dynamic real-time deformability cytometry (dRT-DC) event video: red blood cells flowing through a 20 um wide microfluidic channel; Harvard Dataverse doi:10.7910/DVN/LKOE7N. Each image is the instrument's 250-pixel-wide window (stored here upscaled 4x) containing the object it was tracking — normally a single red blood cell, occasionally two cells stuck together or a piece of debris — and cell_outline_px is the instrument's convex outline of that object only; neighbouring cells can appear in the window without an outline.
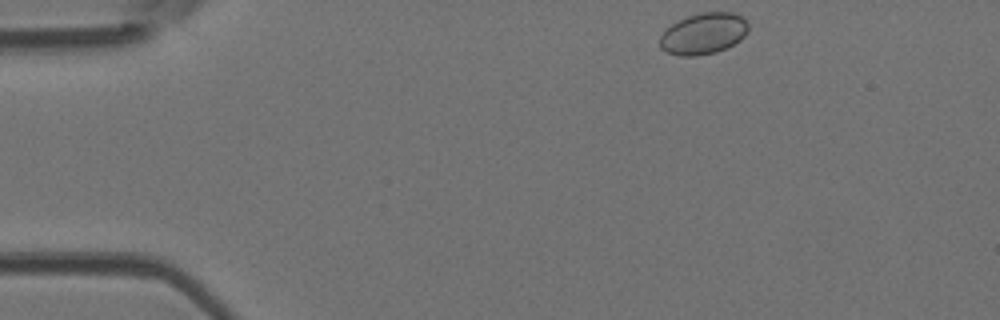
{"species": "Egyptian fruit bat (a non-hibernating species)", "species_latin": "Rousettus aegyptiacus", "temperature_condition": "room temperature", "stored_images_in_passage": 43, "camera_frame_rate_fps": 3000, "um_per_image_px": 0.085, "animal": {"sex": "female"}, "frame": {"image": 1, "passage_image": 1, "time_ms": 0.0, "image_size_px": [1000, 320], "cell_outline_px": [[748, 28], [744, 36], [740, 40], [716, 52], [696, 56], [680, 56], [668, 52], [660, 48], [660, 36], [672, 24], [688, 16], [700, 12], [732, 12], [740, 16], [748, 24]], "centroid_in_image_um": [59.79, 2.86], "position_along_channel_um": 25.2, "area_um2": 20.98}}
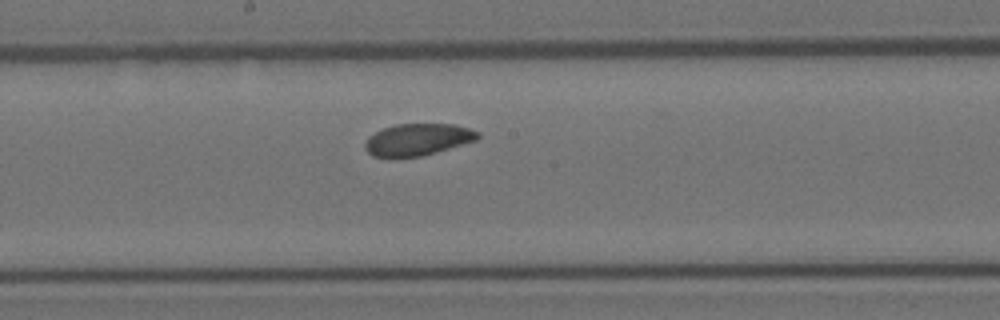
{"frame": {"image": 2, "passage_image": 20, "time_ms": 6.333, "image_size_px": [1000, 320], "cell_outline_px": [[480, 136], [476, 140], [436, 152], [420, 156], [392, 160], [372, 156], [364, 148], [364, 144], [368, 136], [384, 128], [396, 124], [456, 124], [480, 132]], "centroid_in_image_um": [35.45, 11.89], "position_along_channel_um": 212.8, "area_um2": 21.39}}
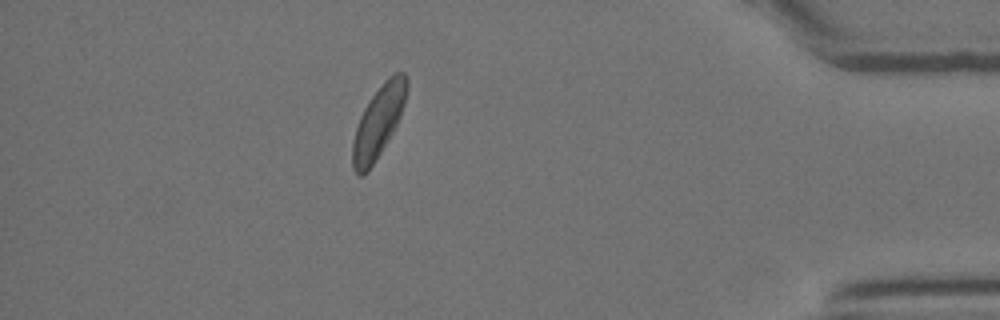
{"frame": {"image": 3, "passage_image": 37, "time_ms": 12.0, "image_size_px": [1000, 320], "cell_outline_px": [[408, 88], [404, 104], [400, 116], [388, 140], [368, 172], [364, 176], [360, 176], [352, 168], [352, 140], [360, 116], [364, 108], [372, 96], [384, 80], [392, 72], [404, 72], [408, 80]], "centroid_in_image_um": [32.16, 10.34], "position_along_channel_um": 403.0, "area_um2": 22.66}, "authors_computed_cell_mechanics": {"area_um2": 21.8484, "velocity_mm_per_s": 4.1219, "shape_relaxation_time_tau1_ms": 1.789, "shape_relaxation_time_tau2_ms": null, "deformation_change_tau1": 0.067, "deformation_change_tau2": null}}